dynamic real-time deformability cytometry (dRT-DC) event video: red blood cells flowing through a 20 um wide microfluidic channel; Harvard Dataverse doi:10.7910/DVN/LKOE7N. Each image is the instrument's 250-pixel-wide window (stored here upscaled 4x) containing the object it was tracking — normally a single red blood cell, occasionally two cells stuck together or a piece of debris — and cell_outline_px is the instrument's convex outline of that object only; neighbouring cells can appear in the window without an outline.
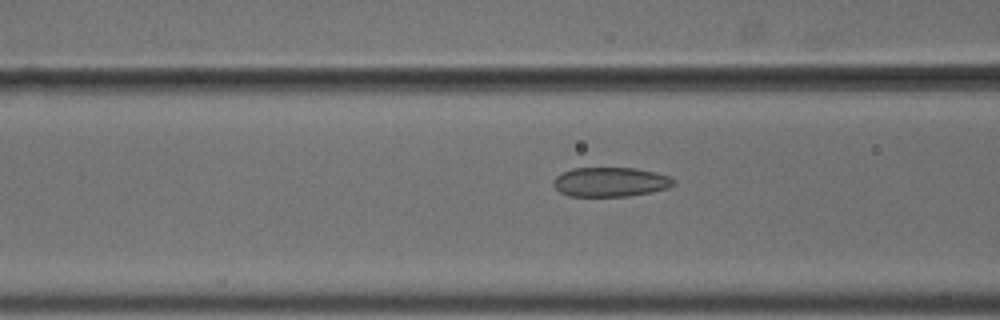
{"species": "common noctule bat (a hibernating species)", "species_latin": "Nyctalus noctula", "temperature_condition": "cold", "stored_images_in_passage": 46, "camera_frame_rate_fps": 3000, "um_per_image_px": 0.085, "animal": {"sex": "male", "body_mass_g": 18.8}, "frame": {"image": 1, "passage_image": 13, "time_ms": 4.0, "image_size_px": [1000, 320], "cell_outline_px": [[676, 184], [668, 188], [628, 196], [568, 196], [560, 192], [552, 184], [552, 180], [556, 176], [572, 168], [636, 168], [656, 172], [668, 176], [676, 180]], "centroid_in_image_um": [51.88, 15.46], "position_along_channel_um": 114.7, "area_um2": 20.63}}
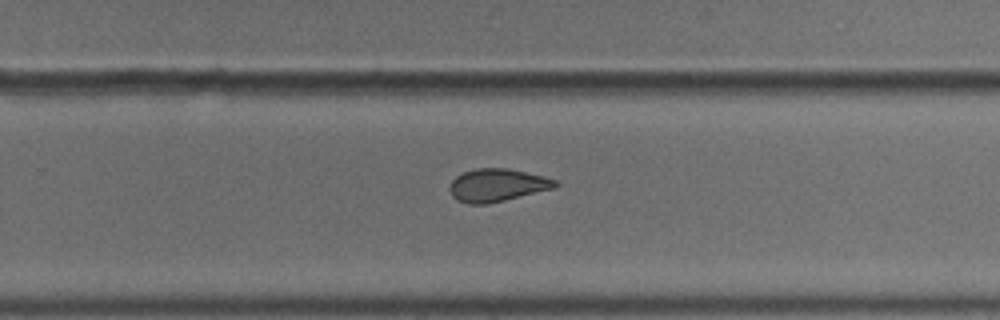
{"frame": {"image": 2, "passage_image": 27, "time_ms": 8.667, "image_size_px": [1000, 320], "cell_outline_px": [[560, 184], [556, 188], [488, 204], [468, 204], [456, 200], [452, 196], [448, 188], [452, 180], [456, 176], [464, 172], [476, 168], [508, 168], [544, 176], [556, 180]], "centroid_in_image_um": [42.26, 15.74], "position_along_channel_um": 287.5, "area_um2": 20.4}}
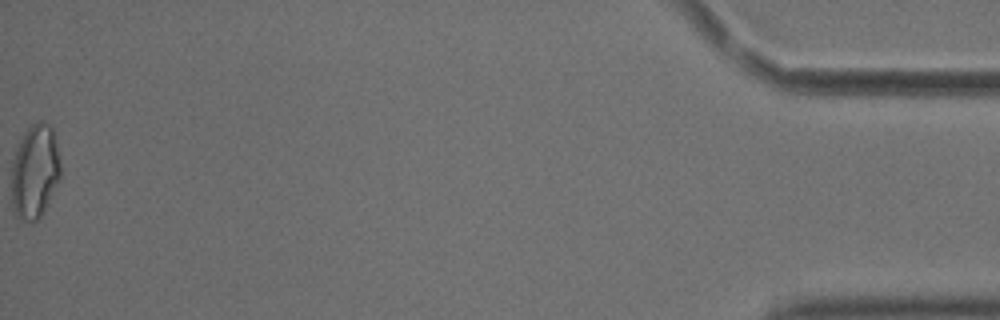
{"frame": {"image": 3, "passage_image": 46, "time_ms": 15.0, "image_size_px": [1000, 320], "cell_outline_px": [[60, 180], [44, 212], [32, 224], [20, 220], [16, 216], [12, 208], [12, 160], [16, 148], [24, 132], [36, 120], [44, 120], [52, 128], [56, 144], [60, 164]], "centroid_in_image_um": [2.95, 14.61], "position_along_channel_um": 432.2, "area_um2": 27.28}, "authors_computed_cell_mechanics": {"area_um2": 21.386, "velocity_mm_per_s": 3.7018, "shape_relaxation_time_tau1_ms": null, "shape_relaxation_time_tau2_ms": 1.6289, "deformation_change_tau1": null, "deformation_change_tau2": 0.0773}}